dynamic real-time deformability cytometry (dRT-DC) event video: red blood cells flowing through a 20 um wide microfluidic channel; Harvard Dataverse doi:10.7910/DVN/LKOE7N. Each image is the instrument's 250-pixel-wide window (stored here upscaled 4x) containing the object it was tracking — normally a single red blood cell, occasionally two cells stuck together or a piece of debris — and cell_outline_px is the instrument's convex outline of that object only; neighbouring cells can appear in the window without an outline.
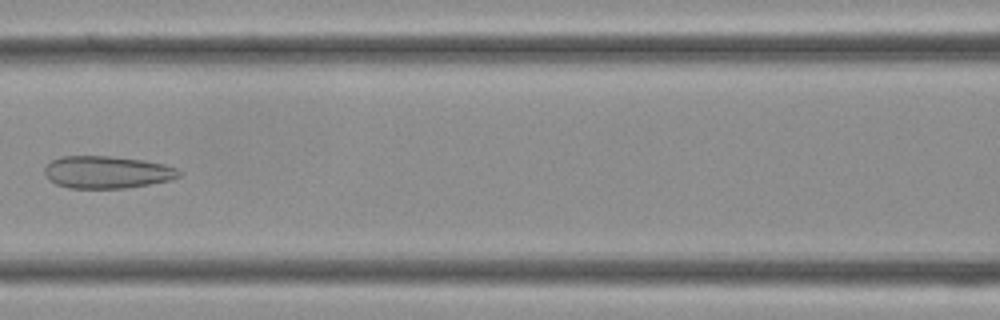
{"species": "Egyptian fruit bat (a non-hibernating species)", "species_latin": "Rousettus aegyptiacus", "temperature_condition": "cold", "stored_images_in_passage": 36, "camera_frame_rate_fps": 3000, "um_per_image_px": 0.085, "frame": {"image": 1, "passage_image": 16, "time_ms": 5.0, "image_size_px": [1000, 320], "cell_outline_px": [[184, 172], [180, 176], [168, 180], [128, 188], [68, 188], [56, 184], [48, 180], [44, 172], [44, 168], [52, 160], [64, 156], [112, 156], [144, 160], [164, 164], [176, 168]], "centroid_in_image_um": [9.09, 14.63], "position_along_channel_um": 157.5, "area_um2": 25.43}}
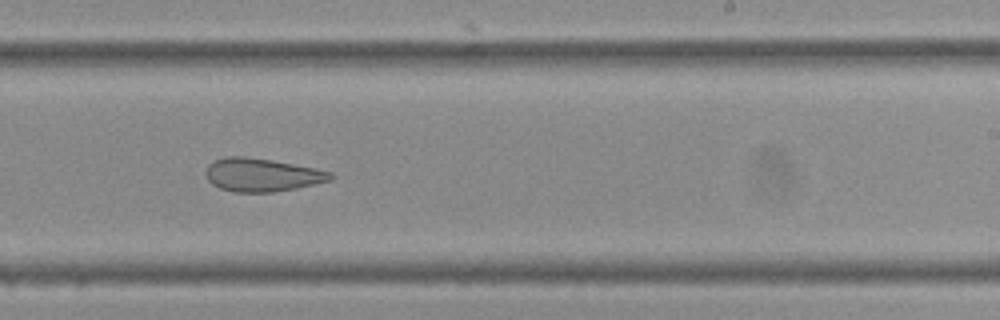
{"frame": {"image": 2, "passage_image": 22, "time_ms": 7.0, "image_size_px": [1000, 320], "cell_outline_px": [[336, 176], [332, 180], [296, 188], [272, 192], [232, 192], [220, 188], [212, 184], [208, 180], [208, 164], [212, 160], [224, 156], [244, 156], [272, 160], [316, 168], [332, 172]], "centroid_in_image_um": [22.29, 14.86], "position_along_channel_um": 266.7, "area_um2": 24.22}}
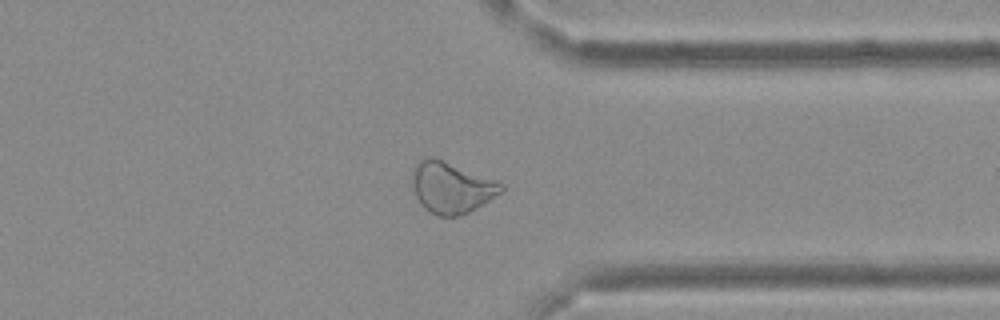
{"frame": {"image": 3, "passage_image": 28, "time_ms": 9.0, "image_size_px": [1000, 320], "cell_outline_px": [[504, 188], [500, 192], [476, 208], [460, 216], [436, 216], [428, 212], [420, 204], [416, 196], [412, 180], [412, 168], [420, 160], [428, 156], [432, 156], [500, 180], [504, 184]], "centroid_in_image_um": [38.37, 15.92], "position_along_channel_um": 373.0, "area_um2": 26.82}}